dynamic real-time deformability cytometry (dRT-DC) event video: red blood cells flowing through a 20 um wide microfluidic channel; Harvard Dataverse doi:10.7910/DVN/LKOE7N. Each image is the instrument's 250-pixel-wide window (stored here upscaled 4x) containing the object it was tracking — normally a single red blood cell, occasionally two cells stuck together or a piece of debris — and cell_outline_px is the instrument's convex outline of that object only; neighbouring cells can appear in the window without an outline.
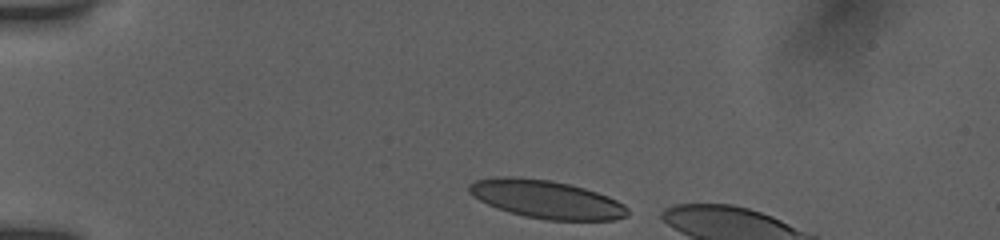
{"species": "human", "species_latin": "Homo sapiens", "temperature_condition": "room temperature", "stored_images_in_passage": 6, "camera_frame_rate_fps": 3000, "um_per_image_px": 0.085, "donor": {"sex": "female"}, "frame": {"image": 1, "passage_image": 1, "time_ms": 0.0, "image_size_px": [1000, 240], "cell_outline_px": [[628, 216], [616, 220], [548, 220], [524, 216], [496, 208], [472, 196], [468, 192], [468, 184], [476, 180], [500, 176], [508, 176], [552, 180], [584, 188], [608, 196], [624, 204], [628, 208]], "centroid_in_image_um": [46.44, 16.94], "position_along_channel_um": 38.6, "area_um2": 35.26}}